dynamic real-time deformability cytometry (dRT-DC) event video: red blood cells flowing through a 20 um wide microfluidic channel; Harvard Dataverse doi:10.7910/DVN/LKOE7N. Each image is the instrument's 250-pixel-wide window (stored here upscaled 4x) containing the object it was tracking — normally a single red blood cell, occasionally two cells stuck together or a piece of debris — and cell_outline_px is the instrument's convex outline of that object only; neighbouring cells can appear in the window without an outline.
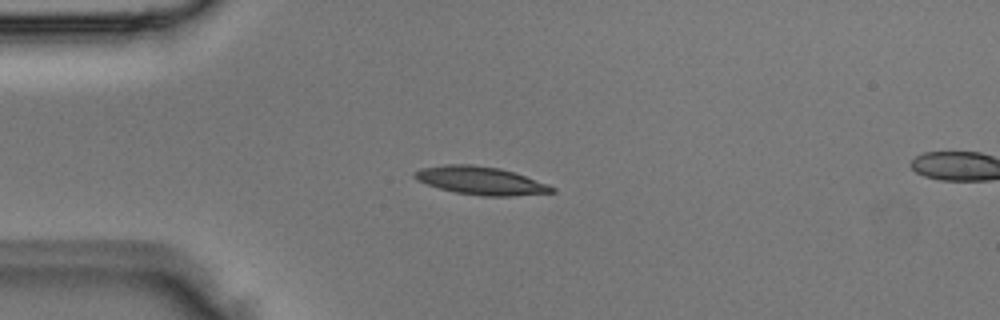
{"species": "Egyptian fruit bat (a non-hibernating species)", "species_latin": "Rousettus aegyptiacus", "temperature_condition": "room temperature", "stored_images_in_passage": 3, "segment_of_instrument_passage": [1, 2], "camera_frame_rate_fps": 3000, "um_per_image_px": 0.085, "animal": {"sex": "male"}, "frame": {"image": 1, "passage_image": 2, "time_ms": 0.333, "image_size_px": [1000, 320], "cell_outline_px": [[556, 192], [508, 196], [484, 196], [456, 192], [440, 188], [416, 180], [412, 176], [412, 172], [420, 168], [444, 164], [472, 164], [500, 168], [548, 184], [556, 188]], "centroid_in_image_um": [40.82, 15.34], "position_along_channel_um": 44.2, "area_um2": 22.37}}